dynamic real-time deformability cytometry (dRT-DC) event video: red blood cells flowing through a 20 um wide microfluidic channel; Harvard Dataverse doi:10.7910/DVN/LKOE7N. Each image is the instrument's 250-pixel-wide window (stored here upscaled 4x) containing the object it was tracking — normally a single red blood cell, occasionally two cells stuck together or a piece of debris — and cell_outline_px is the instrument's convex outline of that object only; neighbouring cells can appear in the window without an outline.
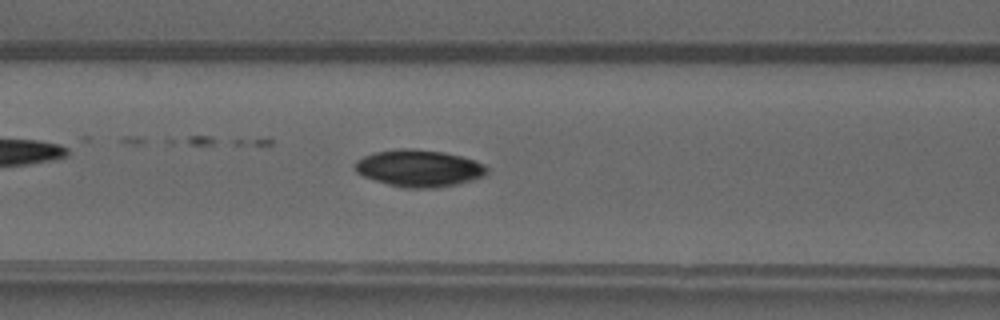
{"species": "common noctule bat (a hibernating species)", "species_latin": "Nyctalus noctula", "temperature_condition": "warm", "stored_images_in_passage": 36, "camera_frame_rate_fps": 3000, "um_per_image_px": 0.085, "animal": {"sex": "male", "forearm_length_mm": 52.5}, "frame": {"image": 1, "passage_image": 20, "time_ms": 6.333, "image_size_px": [1000, 320], "cell_outline_px": [[488, 172], [484, 176], [472, 180], [456, 184], [436, 188], [404, 188], [388, 184], [364, 176], [356, 172], [352, 168], [352, 164], [356, 160], [364, 156], [376, 152], [400, 148], [412, 148], [444, 152], [460, 156], [484, 164], [488, 168]], "centroid_in_image_um": [35.59, 14.3], "position_along_channel_um": 131.0, "area_um2": 28.5}}
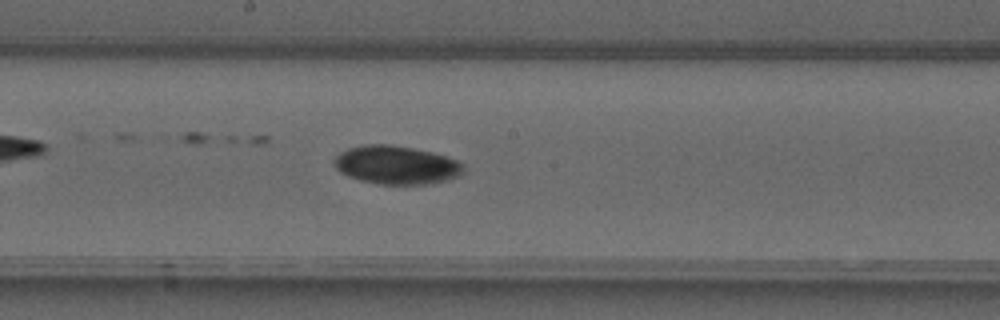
{"frame": {"image": 2, "passage_image": 26, "time_ms": 8.333, "image_size_px": [1000, 320], "cell_outline_px": [[464, 172], [460, 176], [448, 180], [428, 184], [376, 184], [360, 180], [348, 176], [340, 172], [332, 164], [332, 160], [340, 152], [348, 148], [364, 144], [388, 144], [412, 148], [432, 152], [456, 160], [464, 164]], "centroid_in_image_um": [33.67, 14.03], "position_along_channel_um": 214.5, "area_um2": 29.19}}
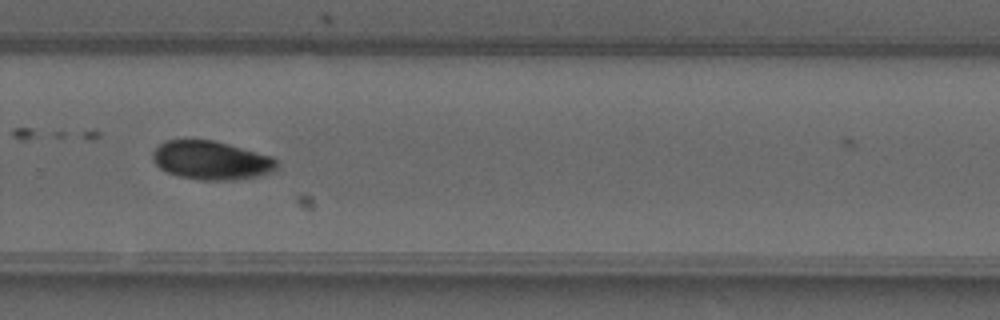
{"frame": {"image": 3, "passage_image": 33, "time_ms": 10.667, "image_size_px": [1000, 320], "cell_outline_px": [[276, 168], [272, 172], [256, 176], [232, 180], [200, 180], [180, 176], [168, 172], [160, 168], [152, 160], [152, 152], [160, 144], [168, 140], [212, 140], [228, 144], [272, 156], [276, 160]], "centroid_in_image_um": [17.94, 13.63], "position_along_channel_um": 311.9, "area_um2": 27.69}}